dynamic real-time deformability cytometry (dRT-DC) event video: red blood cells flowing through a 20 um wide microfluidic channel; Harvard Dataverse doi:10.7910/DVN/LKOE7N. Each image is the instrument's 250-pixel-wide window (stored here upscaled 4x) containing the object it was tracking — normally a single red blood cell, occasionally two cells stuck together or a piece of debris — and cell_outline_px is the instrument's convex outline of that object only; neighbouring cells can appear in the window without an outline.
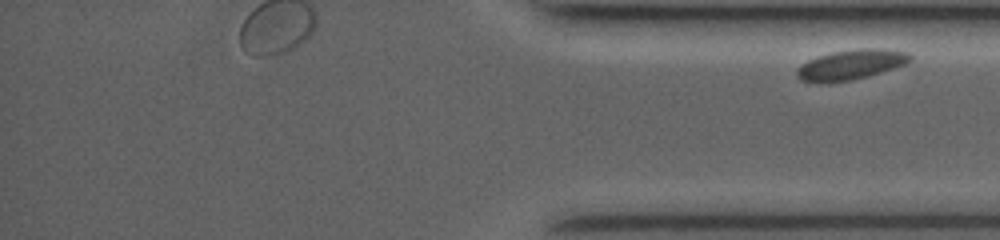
{"species": "common noctule bat (a hibernating species)", "species_latin": "Nyctalus noctula", "temperature_condition": "room temperature", "stored_images_in_passage": 22, "segment_of_instrument_passage": [2, 2], "camera_frame_rate_fps": 3500, "um_per_image_px": 0.085, "animal": {"sex": "female", "body_mass_g": 19.0, "forearm_length_mm": 53.3}, "frame": {"image": 1, "passage_image": 22, "time_ms": 10.571, "image_size_px": [1000, 240], "cell_outline_px": [[912, 60], [904, 64], [868, 76], [852, 80], [828, 84], [824, 84], [800, 80], [796, 76], [796, 72], [808, 60], [816, 56], [832, 52], [860, 48], [876, 48], [908, 52], [912, 56]], "centroid_in_image_um": [72.3, 5.51], "position_along_channel_um": 362.9, "area_um2": 19.83}}